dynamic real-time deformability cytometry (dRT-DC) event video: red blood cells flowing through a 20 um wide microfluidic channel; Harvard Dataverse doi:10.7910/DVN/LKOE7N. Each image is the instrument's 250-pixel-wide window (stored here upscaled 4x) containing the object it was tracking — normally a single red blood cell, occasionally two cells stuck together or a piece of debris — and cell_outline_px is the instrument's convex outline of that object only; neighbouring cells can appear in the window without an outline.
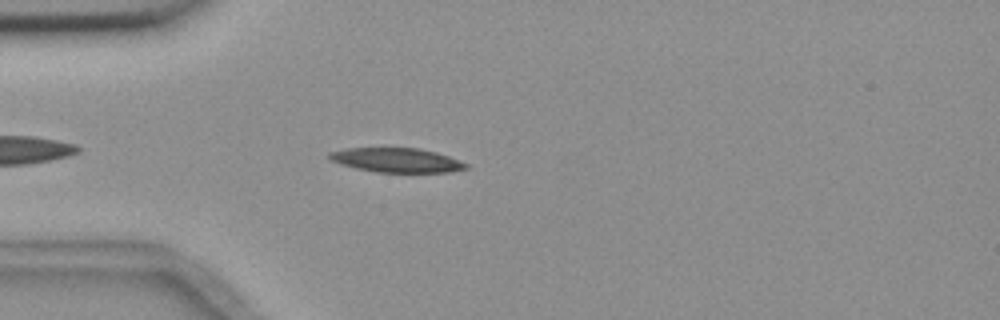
{"species": "common noctule bat (a hibernating species)", "species_latin": "Nyctalus noctula", "temperature_condition": "room temperature", "stored_images_in_passage": 4, "camera_frame_rate_fps": 3000, "um_per_image_px": 0.085, "animal": {"sex": "female", "body_mass_g": 18.4}, "frame": {"image": 1, "passage_image": 4, "time_ms": 4.0, "image_size_px": [1000, 320], "cell_outline_px": [[468, 168], [448, 172], [376, 172], [356, 168], [340, 164], [328, 160], [328, 152], [344, 148], [420, 148], [436, 152], [448, 156], [468, 164]], "centroid_in_image_um": [33.66, 13.61], "position_along_channel_um": 51.3, "area_um2": 19.42}}